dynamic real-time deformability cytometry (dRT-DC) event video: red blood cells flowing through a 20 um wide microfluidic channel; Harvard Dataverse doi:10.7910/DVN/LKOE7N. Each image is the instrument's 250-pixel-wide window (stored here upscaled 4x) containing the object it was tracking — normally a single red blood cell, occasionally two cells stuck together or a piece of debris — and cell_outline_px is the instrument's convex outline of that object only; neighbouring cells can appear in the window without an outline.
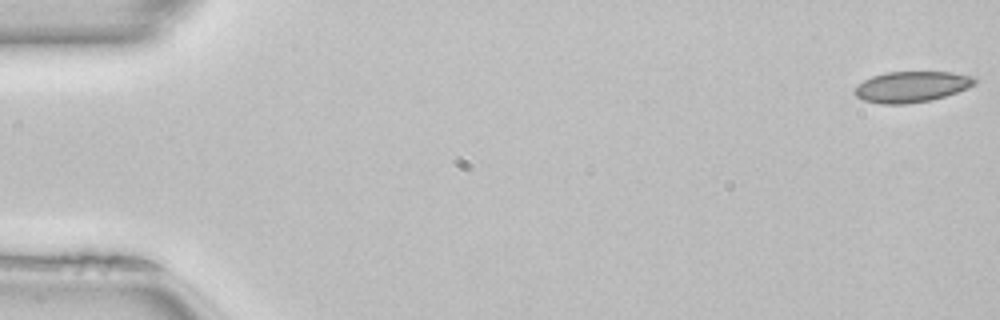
{"species": "common noctule bat (a hibernating species)", "species_latin": "Nyctalus noctula", "temperature_condition": "room temperature", "stored_images_in_passage": 51, "camera_frame_rate_fps": 3000, "um_per_image_px": 0.085, "animal": {"sex": "female", "body_mass_g": 22.7, "forearm_length_mm": 54.2}, "frame": {"image": 1, "passage_image": 1, "time_ms": 0.0, "image_size_px": [1000, 320], "cell_outline_px": [[980, 80], [976, 84], [968, 88], [932, 100], [908, 104], [880, 104], [864, 100], [856, 96], [852, 92], [864, 80], [872, 76], [888, 72], [952, 72], [976, 76]], "centroid_in_image_um": [77.54, 7.37], "position_along_channel_um": 7.5, "area_um2": 21.79}}
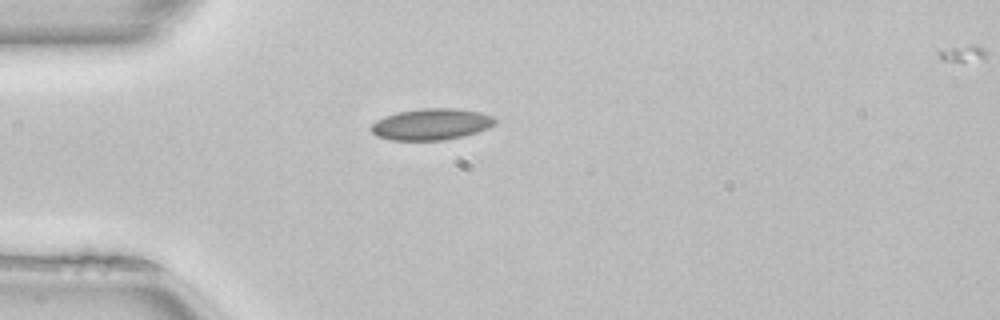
{"frame": {"image": 2, "passage_image": 14, "time_ms": 4.333, "image_size_px": [1000, 320], "cell_outline_px": [[496, 124], [488, 128], [464, 136], [444, 140], [392, 140], [376, 136], [368, 128], [376, 120], [384, 116], [396, 112], [420, 108], [456, 108], [480, 112], [492, 116], [496, 120]], "centroid_in_image_um": [36.64, 10.55], "position_along_channel_um": 48.4, "area_um2": 22.89}}
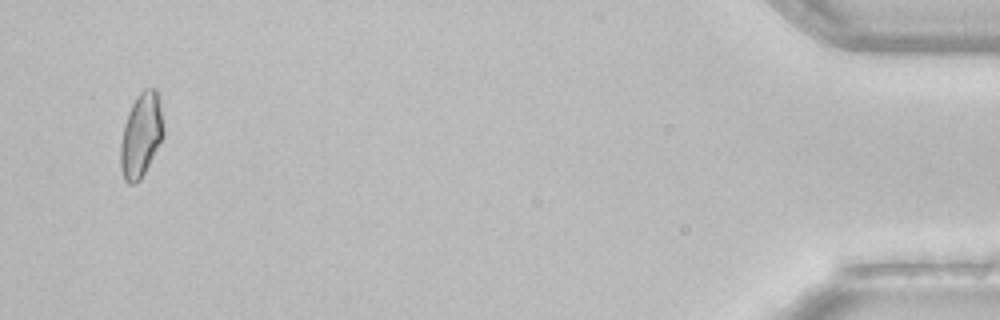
{"frame": {"image": 3, "passage_image": 49, "time_ms": 16.0, "image_size_px": [1000, 320], "cell_outline_px": [[164, 136], [140, 180], [136, 184], [128, 184], [124, 180], [120, 168], [120, 144], [124, 124], [128, 112], [136, 96], [144, 88], [156, 88], [160, 92], [164, 128]], "centroid_in_image_um": [12.01, 11.45], "position_along_channel_um": 423.2, "area_um2": 21.56}, "authors_computed_cell_mechanics": {"area_um2": 21.4438, "velocity_mm_per_s": 4.0658, "shape_relaxation_time_tau1_ms": null, "shape_relaxation_time_tau2_ms": 1.4026, "deformation_change_tau1": null, "deformation_change_tau2": 0.068}}